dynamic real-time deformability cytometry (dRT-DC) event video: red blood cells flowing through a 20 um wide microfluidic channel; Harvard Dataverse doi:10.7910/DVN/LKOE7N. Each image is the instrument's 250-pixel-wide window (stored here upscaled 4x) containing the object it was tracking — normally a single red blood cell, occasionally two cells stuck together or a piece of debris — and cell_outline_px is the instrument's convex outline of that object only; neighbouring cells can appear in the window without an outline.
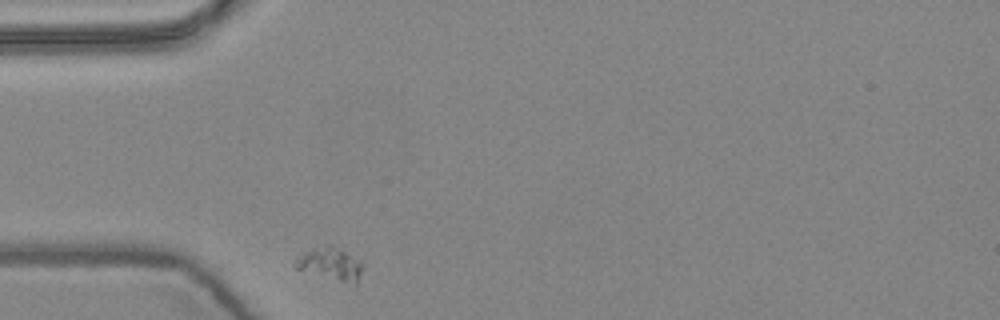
{"species": "common noctule bat (a hibernating species)", "species_latin": "Nyctalus noctula", "temperature_condition": "warm", "stored_images_in_passage": 1, "camera_frame_rate_fps": 3000, "um_per_image_px": 0.085, "animal": {"sex": "female", "body_mass_g": 24.6, "forearm_length_mm": 56.2}, "frame": {"image": 1, "passage_image": 1, "time_ms": 0.0, "image_size_px": [1000, 320], "cell_outline_px": [[360, 272], [356, 284], [340, 280], [296, 268], [292, 264], [304, 252], [312, 248], [328, 244], [360, 260]], "centroid_in_image_um": [28.04, 22.4], "position_along_channel_um": 57.0, "area_um2": 11.91}}